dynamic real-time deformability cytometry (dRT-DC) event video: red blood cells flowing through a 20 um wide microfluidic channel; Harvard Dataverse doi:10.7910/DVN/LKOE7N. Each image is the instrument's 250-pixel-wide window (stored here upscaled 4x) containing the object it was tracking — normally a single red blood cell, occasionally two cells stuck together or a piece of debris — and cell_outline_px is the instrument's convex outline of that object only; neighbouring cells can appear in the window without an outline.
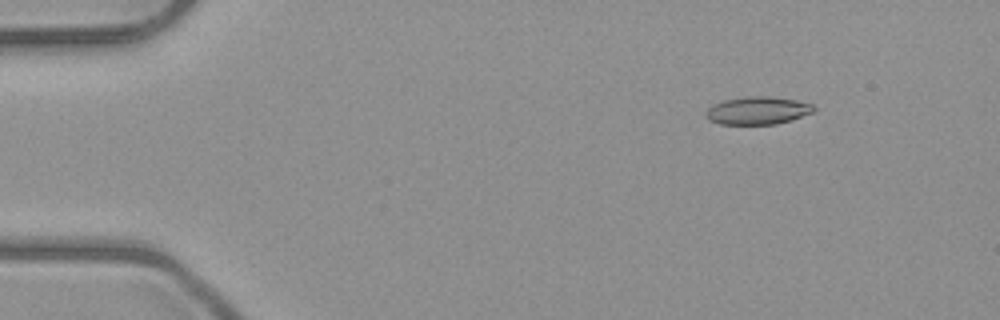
{"species": "common noctule bat (a hibernating species)", "species_latin": "Nyctalus noctula", "temperature_condition": "room temperature", "stored_images_in_passage": 7, "camera_frame_rate_fps": 3000, "um_per_image_px": 0.085, "animal": {"sex": "male", "body_mass_g": 23.1, "forearm_length_mm": 52.7}, "frame": {"image": 1, "passage_image": 2, "time_ms": 1.333, "image_size_px": [1000, 320], "cell_outline_px": [[816, 108], [812, 112], [792, 120], [776, 124], [720, 124], [708, 120], [704, 116], [704, 112], [712, 104], [724, 100], [748, 96], [768, 96], [796, 100], [812, 104]], "centroid_in_image_um": [64.36, 9.4], "position_along_channel_um": 20.6, "area_um2": 17.57}}
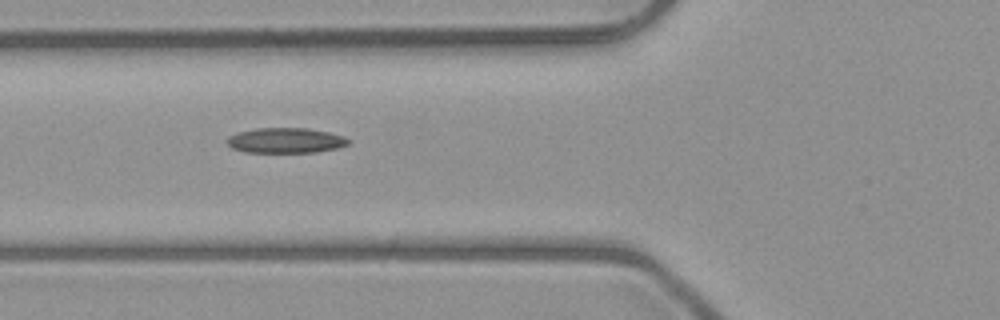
{"frame": {"image": 2, "passage_image": 6, "time_ms": 5.667, "image_size_px": [1000, 320], "cell_outline_px": [[352, 140], [348, 144], [336, 148], [316, 152], [244, 152], [232, 148], [228, 144], [228, 136], [236, 132], [256, 128], [308, 128], [328, 132], [344, 136]], "centroid_in_image_um": [24.28, 11.93], "position_along_channel_um": 101.5, "area_um2": 17.86}}
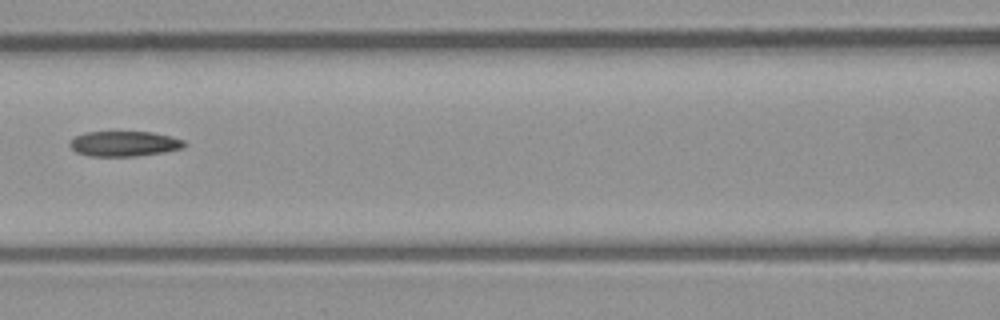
{"frame": {"image": 3, "passage_image": 7, "time_ms": 7.0, "image_size_px": [1000, 320], "cell_outline_px": [[188, 144], [184, 148], [164, 152], [136, 156], [88, 156], [76, 152], [68, 144], [76, 136], [84, 132], [152, 132], [172, 136], [184, 140]], "centroid_in_image_um": [10.6, 12.22], "position_along_channel_um": 156.0, "area_um2": 16.94}}